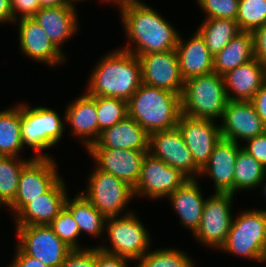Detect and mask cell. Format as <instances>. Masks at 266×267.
<instances>
[{
    "instance_id": "6da1fadb",
    "label": "cell",
    "mask_w": 266,
    "mask_h": 267,
    "mask_svg": "<svg viewBox=\"0 0 266 267\" xmlns=\"http://www.w3.org/2000/svg\"><path fill=\"white\" fill-rule=\"evenodd\" d=\"M122 24L128 40L135 44L121 48L136 56L176 49L180 34L155 9L140 0H122Z\"/></svg>"
},
{
    "instance_id": "7a4b0ae2",
    "label": "cell",
    "mask_w": 266,
    "mask_h": 267,
    "mask_svg": "<svg viewBox=\"0 0 266 267\" xmlns=\"http://www.w3.org/2000/svg\"><path fill=\"white\" fill-rule=\"evenodd\" d=\"M88 82L89 96L128 101L142 84L140 61L136 55L117 49L99 61Z\"/></svg>"
},
{
    "instance_id": "3957f363",
    "label": "cell",
    "mask_w": 266,
    "mask_h": 267,
    "mask_svg": "<svg viewBox=\"0 0 266 267\" xmlns=\"http://www.w3.org/2000/svg\"><path fill=\"white\" fill-rule=\"evenodd\" d=\"M128 116L149 135L177 127L181 115V96L144 83L127 101Z\"/></svg>"
},
{
    "instance_id": "277c9868",
    "label": "cell",
    "mask_w": 266,
    "mask_h": 267,
    "mask_svg": "<svg viewBox=\"0 0 266 267\" xmlns=\"http://www.w3.org/2000/svg\"><path fill=\"white\" fill-rule=\"evenodd\" d=\"M228 102L223 76L215 72L185 81L181 94V114L198 119L222 118Z\"/></svg>"
},
{
    "instance_id": "5b68a950",
    "label": "cell",
    "mask_w": 266,
    "mask_h": 267,
    "mask_svg": "<svg viewBox=\"0 0 266 267\" xmlns=\"http://www.w3.org/2000/svg\"><path fill=\"white\" fill-rule=\"evenodd\" d=\"M65 125L59 114L47 107L30 108L21 104V141L23 146L36 150L34 158H50L42 150L51 148L63 136Z\"/></svg>"
},
{
    "instance_id": "8992f818",
    "label": "cell",
    "mask_w": 266,
    "mask_h": 267,
    "mask_svg": "<svg viewBox=\"0 0 266 267\" xmlns=\"http://www.w3.org/2000/svg\"><path fill=\"white\" fill-rule=\"evenodd\" d=\"M121 216L106 219L105 226H107L111 246L110 248L98 246V248L108 254L137 261L149 249V233L133 212H127Z\"/></svg>"
},
{
    "instance_id": "52a82bcc",
    "label": "cell",
    "mask_w": 266,
    "mask_h": 267,
    "mask_svg": "<svg viewBox=\"0 0 266 267\" xmlns=\"http://www.w3.org/2000/svg\"><path fill=\"white\" fill-rule=\"evenodd\" d=\"M265 241L266 212L248 210L233 219L227 239L220 249L260 262Z\"/></svg>"
},
{
    "instance_id": "ba28073f",
    "label": "cell",
    "mask_w": 266,
    "mask_h": 267,
    "mask_svg": "<svg viewBox=\"0 0 266 267\" xmlns=\"http://www.w3.org/2000/svg\"><path fill=\"white\" fill-rule=\"evenodd\" d=\"M89 176L86 192L80 193L106 218L120 216V212L122 214L134 197V189L125 181L97 167Z\"/></svg>"
},
{
    "instance_id": "9c48e42d",
    "label": "cell",
    "mask_w": 266,
    "mask_h": 267,
    "mask_svg": "<svg viewBox=\"0 0 266 267\" xmlns=\"http://www.w3.org/2000/svg\"><path fill=\"white\" fill-rule=\"evenodd\" d=\"M17 247L25 254L50 267H60L72 250L50 225H17Z\"/></svg>"
},
{
    "instance_id": "30bf717a",
    "label": "cell",
    "mask_w": 266,
    "mask_h": 267,
    "mask_svg": "<svg viewBox=\"0 0 266 267\" xmlns=\"http://www.w3.org/2000/svg\"><path fill=\"white\" fill-rule=\"evenodd\" d=\"M233 197L231 193L215 192L206 199L200 226L194 233L200 244L218 249L224 245L233 221Z\"/></svg>"
},
{
    "instance_id": "8fae6325",
    "label": "cell",
    "mask_w": 266,
    "mask_h": 267,
    "mask_svg": "<svg viewBox=\"0 0 266 267\" xmlns=\"http://www.w3.org/2000/svg\"><path fill=\"white\" fill-rule=\"evenodd\" d=\"M50 158H32L22 169L18 191L9 205L17 215L29 202L46 193L61 177Z\"/></svg>"
},
{
    "instance_id": "7c38bea8",
    "label": "cell",
    "mask_w": 266,
    "mask_h": 267,
    "mask_svg": "<svg viewBox=\"0 0 266 267\" xmlns=\"http://www.w3.org/2000/svg\"><path fill=\"white\" fill-rule=\"evenodd\" d=\"M188 178L177 168L147 153L143 159L139 180L134 189L136 196L162 199L168 197Z\"/></svg>"
},
{
    "instance_id": "4fadbf2b",
    "label": "cell",
    "mask_w": 266,
    "mask_h": 267,
    "mask_svg": "<svg viewBox=\"0 0 266 267\" xmlns=\"http://www.w3.org/2000/svg\"><path fill=\"white\" fill-rule=\"evenodd\" d=\"M148 153L177 168L188 179H196L195 176L200 175L201 169L195 164L178 127L151 133Z\"/></svg>"
},
{
    "instance_id": "5bb4252c",
    "label": "cell",
    "mask_w": 266,
    "mask_h": 267,
    "mask_svg": "<svg viewBox=\"0 0 266 267\" xmlns=\"http://www.w3.org/2000/svg\"><path fill=\"white\" fill-rule=\"evenodd\" d=\"M141 64L142 83L181 96L183 79L176 50L137 56Z\"/></svg>"
},
{
    "instance_id": "9a60e30c",
    "label": "cell",
    "mask_w": 266,
    "mask_h": 267,
    "mask_svg": "<svg viewBox=\"0 0 266 267\" xmlns=\"http://www.w3.org/2000/svg\"><path fill=\"white\" fill-rule=\"evenodd\" d=\"M219 125L221 137L239 144L266 132V125L251 101L228 100Z\"/></svg>"
},
{
    "instance_id": "2e32d148",
    "label": "cell",
    "mask_w": 266,
    "mask_h": 267,
    "mask_svg": "<svg viewBox=\"0 0 266 267\" xmlns=\"http://www.w3.org/2000/svg\"><path fill=\"white\" fill-rule=\"evenodd\" d=\"M195 164L202 169L209 161L216 143L222 138L213 120L192 118L181 114L177 123Z\"/></svg>"
},
{
    "instance_id": "e0dca14e",
    "label": "cell",
    "mask_w": 266,
    "mask_h": 267,
    "mask_svg": "<svg viewBox=\"0 0 266 267\" xmlns=\"http://www.w3.org/2000/svg\"><path fill=\"white\" fill-rule=\"evenodd\" d=\"M97 168L113 174L134 188L139 180L143 159L149 151L129 149H87Z\"/></svg>"
},
{
    "instance_id": "ac0fdd59",
    "label": "cell",
    "mask_w": 266,
    "mask_h": 267,
    "mask_svg": "<svg viewBox=\"0 0 266 267\" xmlns=\"http://www.w3.org/2000/svg\"><path fill=\"white\" fill-rule=\"evenodd\" d=\"M19 20V43L22 53L36 61L55 66L65 61V55L49 39L46 32L33 18Z\"/></svg>"
},
{
    "instance_id": "d6986e66",
    "label": "cell",
    "mask_w": 266,
    "mask_h": 267,
    "mask_svg": "<svg viewBox=\"0 0 266 267\" xmlns=\"http://www.w3.org/2000/svg\"><path fill=\"white\" fill-rule=\"evenodd\" d=\"M240 144L221 138L215 145L209 161L200 174H209L215 185V192L234 195V169Z\"/></svg>"
},
{
    "instance_id": "ffe728a7",
    "label": "cell",
    "mask_w": 266,
    "mask_h": 267,
    "mask_svg": "<svg viewBox=\"0 0 266 267\" xmlns=\"http://www.w3.org/2000/svg\"><path fill=\"white\" fill-rule=\"evenodd\" d=\"M59 179L46 193L29 202L16 216V225H49L64 208L68 197Z\"/></svg>"
},
{
    "instance_id": "44dd1931",
    "label": "cell",
    "mask_w": 266,
    "mask_h": 267,
    "mask_svg": "<svg viewBox=\"0 0 266 267\" xmlns=\"http://www.w3.org/2000/svg\"><path fill=\"white\" fill-rule=\"evenodd\" d=\"M223 80L228 100L250 101L266 82V66L253 58L224 74Z\"/></svg>"
},
{
    "instance_id": "7402d4cb",
    "label": "cell",
    "mask_w": 266,
    "mask_h": 267,
    "mask_svg": "<svg viewBox=\"0 0 266 267\" xmlns=\"http://www.w3.org/2000/svg\"><path fill=\"white\" fill-rule=\"evenodd\" d=\"M88 149H129L149 151V134L131 117L104 129Z\"/></svg>"
},
{
    "instance_id": "603a6c76",
    "label": "cell",
    "mask_w": 266,
    "mask_h": 267,
    "mask_svg": "<svg viewBox=\"0 0 266 267\" xmlns=\"http://www.w3.org/2000/svg\"><path fill=\"white\" fill-rule=\"evenodd\" d=\"M179 36L176 46L180 72L186 81L192 77L214 72L213 55L208 50L204 39L196 31L186 42Z\"/></svg>"
},
{
    "instance_id": "cb8c5ba5",
    "label": "cell",
    "mask_w": 266,
    "mask_h": 267,
    "mask_svg": "<svg viewBox=\"0 0 266 267\" xmlns=\"http://www.w3.org/2000/svg\"><path fill=\"white\" fill-rule=\"evenodd\" d=\"M65 111V121L72 126L74 136L80 137L88 149L98 139L96 96H89L85 92L70 102Z\"/></svg>"
},
{
    "instance_id": "d4e9b609",
    "label": "cell",
    "mask_w": 266,
    "mask_h": 267,
    "mask_svg": "<svg viewBox=\"0 0 266 267\" xmlns=\"http://www.w3.org/2000/svg\"><path fill=\"white\" fill-rule=\"evenodd\" d=\"M75 10L74 5L40 8L33 16L59 50L60 45L77 32Z\"/></svg>"
},
{
    "instance_id": "484cf974",
    "label": "cell",
    "mask_w": 266,
    "mask_h": 267,
    "mask_svg": "<svg viewBox=\"0 0 266 267\" xmlns=\"http://www.w3.org/2000/svg\"><path fill=\"white\" fill-rule=\"evenodd\" d=\"M174 210L180 216V223L194 234L200 226L204 200L196 179L186 180L169 196Z\"/></svg>"
},
{
    "instance_id": "4316f807",
    "label": "cell",
    "mask_w": 266,
    "mask_h": 267,
    "mask_svg": "<svg viewBox=\"0 0 266 267\" xmlns=\"http://www.w3.org/2000/svg\"><path fill=\"white\" fill-rule=\"evenodd\" d=\"M253 58V33L241 31L213 57V69L215 73L223 76Z\"/></svg>"
},
{
    "instance_id": "83f0119b",
    "label": "cell",
    "mask_w": 266,
    "mask_h": 267,
    "mask_svg": "<svg viewBox=\"0 0 266 267\" xmlns=\"http://www.w3.org/2000/svg\"><path fill=\"white\" fill-rule=\"evenodd\" d=\"M64 207L78 224L80 234L84 231L98 237L104 231L107 218L80 192L72 200L66 198Z\"/></svg>"
},
{
    "instance_id": "f1b7e54d",
    "label": "cell",
    "mask_w": 266,
    "mask_h": 267,
    "mask_svg": "<svg viewBox=\"0 0 266 267\" xmlns=\"http://www.w3.org/2000/svg\"><path fill=\"white\" fill-rule=\"evenodd\" d=\"M21 105L0 111V156L19 157L21 141Z\"/></svg>"
},
{
    "instance_id": "f546056e",
    "label": "cell",
    "mask_w": 266,
    "mask_h": 267,
    "mask_svg": "<svg viewBox=\"0 0 266 267\" xmlns=\"http://www.w3.org/2000/svg\"><path fill=\"white\" fill-rule=\"evenodd\" d=\"M203 21L197 32L204 39L208 50L213 56L219 53L241 32L236 20L216 18Z\"/></svg>"
},
{
    "instance_id": "4dcf8cb0",
    "label": "cell",
    "mask_w": 266,
    "mask_h": 267,
    "mask_svg": "<svg viewBox=\"0 0 266 267\" xmlns=\"http://www.w3.org/2000/svg\"><path fill=\"white\" fill-rule=\"evenodd\" d=\"M266 168L244 148L238 151L234 169V194L237 190L261 186Z\"/></svg>"
},
{
    "instance_id": "1f68e13d",
    "label": "cell",
    "mask_w": 266,
    "mask_h": 267,
    "mask_svg": "<svg viewBox=\"0 0 266 267\" xmlns=\"http://www.w3.org/2000/svg\"><path fill=\"white\" fill-rule=\"evenodd\" d=\"M17 158L0 156V206L8 207L14 201L21 171L34 157L25 160Z\"/></svg>"
},
{
    "instance_id": "d6a6232c",
    "label": "cell",
    "mask_w": 266,
    "mask_h": 267,
    "mask_svg": "<svg viewBox=\"0 0 266 267\" xmlns=\"http://www.w3.org/2000/svg\"><path fill=\"white\" fill-rule=\"evenodd\" d=\"M98 138L100 133L128 116L127 101L114 97L96 96Z\"/></svg>"
},
{
    "instance_id": "836d02e7",
    "label": "cell",
    "mask_w": 266,
    "mask_h": 267,
    "mask_svg": "<svg viewBox=\"0 0 266 267\" xmlns=\"http://www.w3.org/2000/svg\"><path fill=\"white\" fill-rule=\"evenodd\" d=\"M137 267H194V261L179 249H157L146 252Z\"/></svg>"
},
{
    "instance_id": "e575fe53",
    "label": "cell",
    "mask_w": 266,
    "mask_h": 267,
    "mask_svg": "<svg viewBox=\"0 0 266 267\" xmlns=\"http://www.w3.org/2000/svg\"><path fill=\"white\" fill-rule=\"evenodd\" d=\"M239 29L254 32L266 24V0H239L236 19Z\"/></svg>"
},
{
    "instance_id": "d590c367",
    "label": "cell",
    "mask_w": 266,
    "mask_h": 267,
    "mask_svg": "<svg viewBox=\"0 0 266 267\" xmlns=\"http://www.w3.org/2000/svg\"><path fill=\"white\" fill-rule=\"evenodd\" d=\"M54 233L72 249H80L77 238L80 234L78 224L72 214L64 207L49 224Z\"/></svg>"
},
{
    "instance_id": "8d00e7d4",
    "label": "cell",
    "mask_w": 266,
    "mask_h": 267,
    "mask_svg": "<svg viewBox=\"0 0 266 267\" xmlns=\"http://www.w3.org/2000/svg\"><path fill=\"white\" fill-rule=\"evenodd\" d=\"M197 3L207 14L206 19H237L239 0H197Z\"/></svg>"
},
{
    "instance_id": "74e56055",
    "label": "cell",
    "mask_w": 266,
    "mask_h": 267,
    "mask_svg": "<svg viewBox=\"0 0 266 267\" xmlns=\"http://www.w3.org/2000/svg\"><path fill=\"white\" fill-rule=\"evenodd\" d=\"M96 247L72 249L60 267H95Z\"/></svg>"
},
{
    "instance_id": "f35d334b",
    "label": "cell",
    "mask_w": 266,
    "mask_h": 267,
    "mask_svg": "<svg viewBox=\"0 0 266 267\" xmlns=\"http://www.w3.org/2000/svg\"><path fill=\"white\" fill-rule=\"evenodd\" d=\"M13 23L21 18H31L41 8L39 0H11ZM20 12L19 18L17 13Z\"/></svg>"
},
{
    "instance_id": "ab89813d",
    "label": "cell",
    "mask_w": 266,
    "mask_h": 267,
    "mask_svg": "<svg viewBox=\"0 0 266 267\" xmlns=\"http://www.w3.org/2000/svg\"><path fill=\"white\" fill-rule=\"evenodd\" d=\"M246 142L247 145L242 148L266 168V132L255 136Z\"/></svg>"
},
{
    "instance_id": "60d3db41",
    "label": "cell",
    "mask_w": 266,
    "mask_h": 267,
    "mask_svg": "<svg viewBox=\"0 0 266 267\" xmlns=\"http://www.w3.org/2000/svg\"><path fill=\"white\" fill-rule=\"evenodd\" d=\"M129 259L108 254L96 247L95 267H128Z\"/></svg>"
},
{
    "instance_id": "b9f144b4",
    "label": "cell",
    "mask_w": 266,
    "mask_h": 267,
    "mask_svg": "<svg viewBox=\"0 0 266 267\" xmlns=\"http://www.w3.org/2000/svg\"><path fill=\"white\" fill-rule=\"evenodd\" d=\"M254 56L266 66V24L253 32Z\"/></svg>"
},
{
    "instance_id": "7bdbcfd3",
    "label": "cell",
    "mask_w": 266,
    "mask_h": 267,
    "mask_svg": "<svg viewBox=\"0 0 266 267\" xmlns=\"http://www.w3.org/2000/svg\"><path fill=\"white\" fill-rule=\"evenodd\" d=\"M13 260L10 267H50L36 258L25 255L18 247Z\"/></svg>"
},
{
    "instance_id": "ee69618b",
    "label": "cell",
    "mask_w": 266,
    "mask_h": 267,
    "mask_svg": "<svg viewBox=\"0 0 266 267\" xmlns=\"http://www.w3.org/2000/svg\"><path fill=\"white\" fill-rule=\"evenodd\" d=\"M250 101L254 105L257 114L266 125V82L262 85V87Z\"/></svg>"
},
{
    "instance_id": "f6af8a7d",
    "label": "cell",
    "mask_w": 266,
    "mask_h": 267,
    "mask_svg": "<svg viewBox=\"0 0 266 267\" xmlns=\"http://www.w3.org/2000/svg\"><path fill=\"white\" fill-rule=\"evenodd\" d=\"M13 22L11 0H0V23Z\"/></svg>"
},
{
    "instance_id": "bcb514c9",
    "label": "cell",
    "mask_w": 266,
    "mask_h": 267,
    "mask_svg": "<svg viewBox=\"0 0 266 267\" xmlns=\"http://www.w3.org/2000/svg\"><path fill=\"white\" fill-rule=\"evenodd\" d=\"M39 3L41 8L70 5L68 0H39Z\"/></svg>"
},
{
    "instance_id": "7dc6e473",
    "label": "cell",
    "mask_w": 266,
    "mask_h": 267,
    "mask_svg": "<svg viewBox=\"0 0 266 267\" xmlns=\"http://www.w3.org/2000/svg\"><path fill=\"white\" fill-rule=\"evenodd\" d=\"M265 179V180H264ZM264 181L266 182V173H265V175H264V177H263V179H262V181H261V184H263L264 183ZM263 192L265 193V195H266V183H265V185L263 186ZM262 211H264V212H266V210H262Z\"/></svg>"
},
{
    "instance_id": "c3c4849f",
    "label": "cell",
    "mask_w": 266,
    "mask_h": 267,
    "mask_svg": "<svg viewBox=\"0 0 266 267\" xmlns=\"http://www.w3.org/2000/svg\"><path fill=\"white\" fill-rule=\"evenodd\" d=\"M77 0H68L70 5H73ZM79 1V0H78ZM105 2H110L109 0H104Z\"/></svg>"
},
{
    "instance_id": "681fc988",
    "label": "cell",
    "mask_w": 266,
    "mask_h": 267,
    "mask_svg": "<svg viewBox=\"0 0 266 267\" xmlns=\"http://www.w3.org/2000/svg\"><path fill=\"white\" fill-rule=\"evenodd\" d=\"M262 255H266V241H265V245H264V248H263Z\"/></svg>"
},
{
    "instance_id": "f907efd6",
    "label": "cell",
    "mask_w": 266,
    "mask_h": 267,
    "mask_svg": "<svg viewBox=\"0 0 266 267\" xmlns=\"http://www.w3.org/2000/svg\"><path fill=\"white\" fill-rule=\"evenodd\" d=\"M261 262H266V255H262Z\"/></svg>"
},
{
    "instance_id": "816d5d0a",
    "label": "cell",
    "mask_w": 266,
    "mask_h": 267,
    "mask_svg": "<svg viewBox=\"0 0 266 267\" xmlns=\"http://www.w3.org/2000/svg\"><path fill=\"white\" fill-rule=\"evenodd\" d=\"M111 3L113 2V3H117V2H119V1H122V0H109Z\"/></svg>"
}]
</instances>
